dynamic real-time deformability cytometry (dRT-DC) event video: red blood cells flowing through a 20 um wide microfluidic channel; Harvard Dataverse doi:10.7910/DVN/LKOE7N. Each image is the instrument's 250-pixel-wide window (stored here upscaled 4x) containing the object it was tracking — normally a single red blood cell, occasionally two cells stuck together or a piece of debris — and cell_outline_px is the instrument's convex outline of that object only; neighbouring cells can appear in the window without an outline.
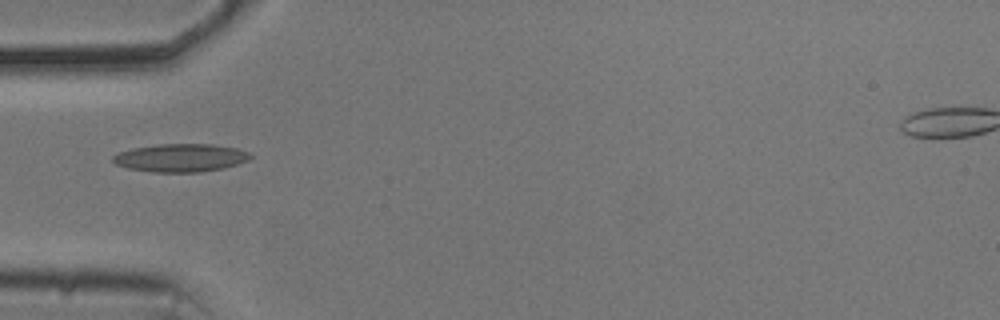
{"species": "common noctule bat (a hibernating species)", "species_latin": "Nyctalus noctula", "temperature_condition": "cold", "stored_images_in_passage": 38, "camera_frame_rate_fps": 3000, "um_per_image_px": 0.085, "animal": {"sex": "male", "body_mass_g": 20.5, "forearm_length_mm": 52.5}, "frame": {"image": 1, "passage_image": 1, "time_ms": 0.0, "image_size_px": [1000, 320], "cell_outline_px": [[252, 156], [248, 160], [224, 168], [200, 172], [152, 172], [128, 168], [116, 164], [112, 160], [112, 156], [120, 152], [132, 148], [156, 144], [212, 144], [236, 148], [248, 152]], "centroid_in_image_um": [15.34, 13.41], "position_along_channel_um": 69.7, "area_um2": 22.43}}
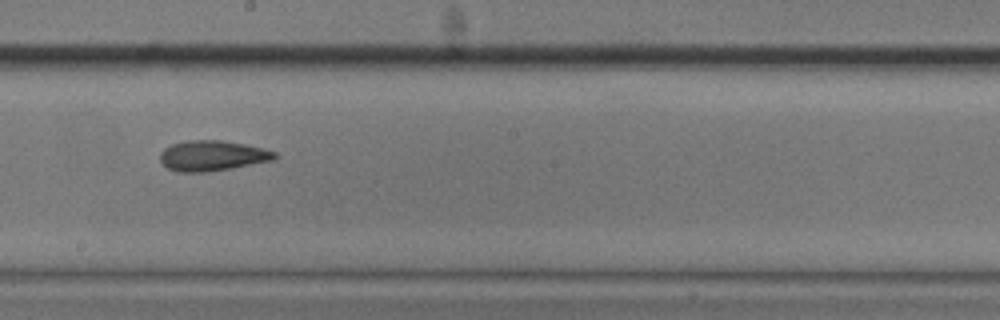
{"frame": {"image": 2, "passage_image": 14, "time_ms": 4.333, "image_size_px": [1000, 320], "cell_outline_px": [[280, 156], [276, 160], [232, 168], [204, 172], [180, 172], [168, 168], [160, 160], [160, 152], [164, 148], [172, 144], [184, 140], [220, 140], [244, 144], [264, 148], [276, 152]], "centroid_in_image_um": [18.09, 13.23], "position_along_channel_um": 230.1, "area_um2": 20.46}}
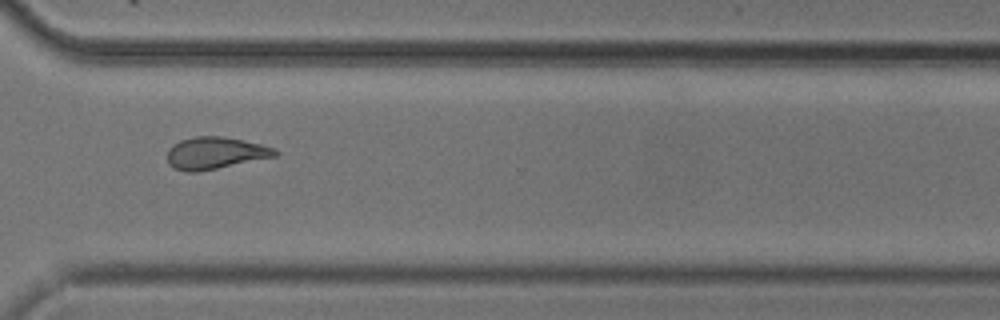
{"frame": {"image": 3, "passage_image": 24, "time_ms": 7.667, "image_size_px": [1000, 320], "cell_outline_px": [[280, 152], [276, 156], [196, 172], [184, 172], [168, 164], [168, 148], [172, 144], [180, 140], [196, 136], [220, 136], [244, 140], [276, 148]], "centroid_in_image_um": [18.29, 13.0], "position_along_channel_um": 352.3, "area_um2": 20.06}, "authors_computed_cell_mechanics": {"area_um2": 20.1722, "velocity_mm_per_s": 3.6777, "shape_relaxation_time_tau1_ms": null, "shape_relaxation_time_tau2_ms": 3.329, "deformation_change_tau1": null, "deformation_change_tau2": 0.1092}}